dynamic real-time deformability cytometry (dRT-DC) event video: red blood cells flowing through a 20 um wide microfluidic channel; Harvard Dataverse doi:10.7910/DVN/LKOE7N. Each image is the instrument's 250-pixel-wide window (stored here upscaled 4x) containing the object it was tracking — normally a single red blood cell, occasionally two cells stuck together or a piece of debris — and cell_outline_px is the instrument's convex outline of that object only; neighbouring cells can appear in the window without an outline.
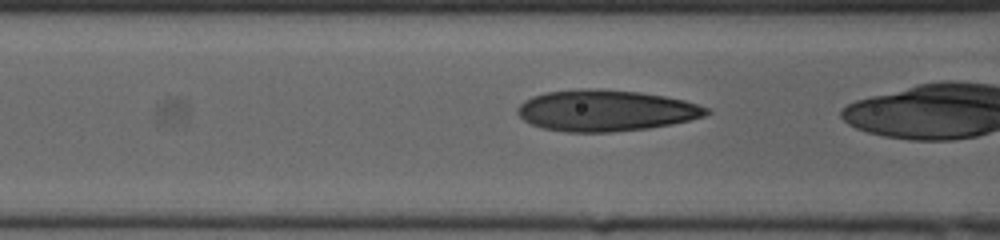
{"species": "human", "species_latin": "Homo sapiens", "temperature_condition": "cold", "stored_images_in_passage": 28, "camera_frame_rate_fps": 3000, "um_per_image_px": 0.085, "donor": {"sex": "female"}, "frame": {"image": 1, "passage_image": 8, "time_ms": 2.333, "image_size_px": [1000, 240], "cell_outline_px": [[712, 112], [704, 116], [672, 124], [648, 128], [612, 132], [564, 132], [544, 128], [532, 124], [524, 120], [516, 112], [516, 108], [524, 100], [532, 96], [544, 92], [580, 88], [588, 88], [640, 92], [664, 96], [684, 100], [708, 108]], "centroid_in_image_um": [51.45, 9.39], "position_along_channel_um": 115.1, "area_um2": 45.43}}
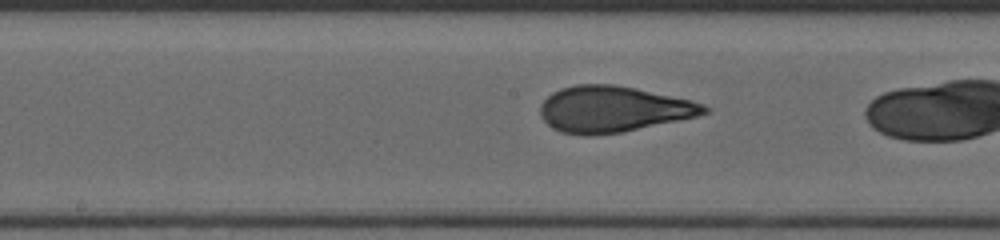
{"frame": {"image": 2, "passage_image": 14, "time_ms": 4.333, "image_size_px": [1000, 240], "cell_outline_px": [[708, 112], [696, 116], [624, 132], [588, 136], [584, 136], [560, 132], [552, 128], [540, 116], [540, 104], [552, 92], [560, 88], [576, 84], [616, 84], [636, 88], [692, 100], [704, 104], [708, 108]], "centroid_in_image_um": [52.08, 9.28], "position_along_channel_um": 196.1, "area_um2": 44.22}}
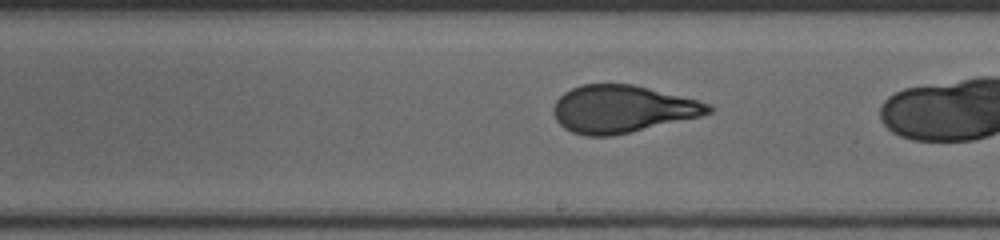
{"frame": {"image": 3, "passage_image": 17, "time_ms": 5.333, "image_size_px": [1000, 240], "cell_outline_px": [[712, 112], [700, 116], [612, 136], [588, 136], [572, 132], [564, 128], [556, 120], [552, 112], [552, 108], [556, 100], [564, 92], [572, 88], [584, 84], [632, 84], [712, 104]], "centroid_in_image_um": [52.84, 9.27], "position_along_channel_um": 236.2, "area_um2": 42.43}}